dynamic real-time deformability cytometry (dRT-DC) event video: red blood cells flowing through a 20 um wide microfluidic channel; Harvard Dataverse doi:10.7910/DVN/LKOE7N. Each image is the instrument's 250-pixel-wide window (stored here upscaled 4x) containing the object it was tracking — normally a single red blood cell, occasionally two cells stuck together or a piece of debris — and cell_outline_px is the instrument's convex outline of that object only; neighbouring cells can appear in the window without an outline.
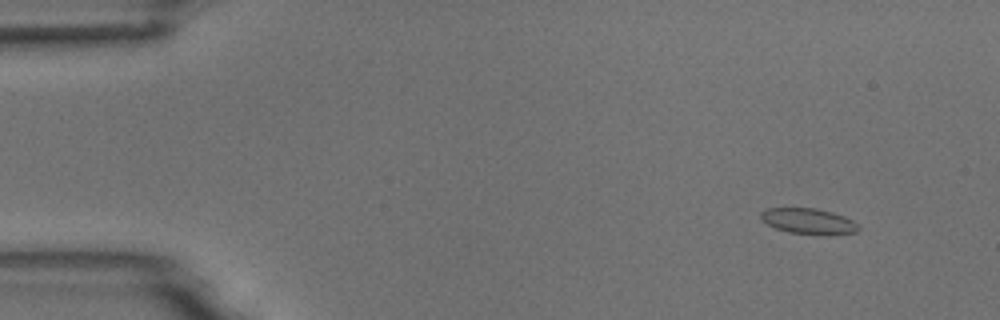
{"species": "common noctule bat (a hibernating species)", "species_latin": "Nyctalus noctula", "temperature_condition": "room temperature", "stored_images_in_passage": 5, "camera_frame_rate_fps": 3000, "um_per_image_px": 0.085, "animal": {"sex": "male", "body_mass_g": 18.8}, "frame": {"image": 1, "passage_image": 2, "time_ms": 1.0, "image_size_px": [1000, 320], "cell_outline_px": [[860, 228], [856, 232], [828, 236], [824, 236], [788, 232], [776, 228], [768, 224], [760, 216], [760, 212], [764, 208], [816, 208], [832, 212], [844, 216], [852, 220]], "centroid_in_image_um": [68.74, 18.81], "position_along_channel_um": 16.3, "area_um2": 14.8}}
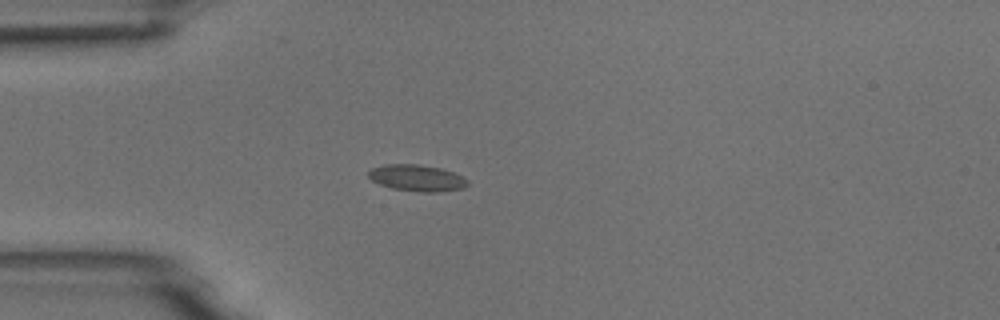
{"frame": {"image": 2, "passage_image": 5, "time_ms": 4.333, "image_size_px": [1000, 320], "cell_outline_px": [[468, 184], [464, 188], [440, 192], [420, 192], [392, 188], [380, 184], [372, 180], [368, 176], [368, 172], [372, 168], [384, 164], [416, 164], [440, 168], [464, 176], [468, 180]], "centroid_in_image_um": [35.46, 15.13], "position_along_channel_um": 49.5, "area_um2": 15.32}}